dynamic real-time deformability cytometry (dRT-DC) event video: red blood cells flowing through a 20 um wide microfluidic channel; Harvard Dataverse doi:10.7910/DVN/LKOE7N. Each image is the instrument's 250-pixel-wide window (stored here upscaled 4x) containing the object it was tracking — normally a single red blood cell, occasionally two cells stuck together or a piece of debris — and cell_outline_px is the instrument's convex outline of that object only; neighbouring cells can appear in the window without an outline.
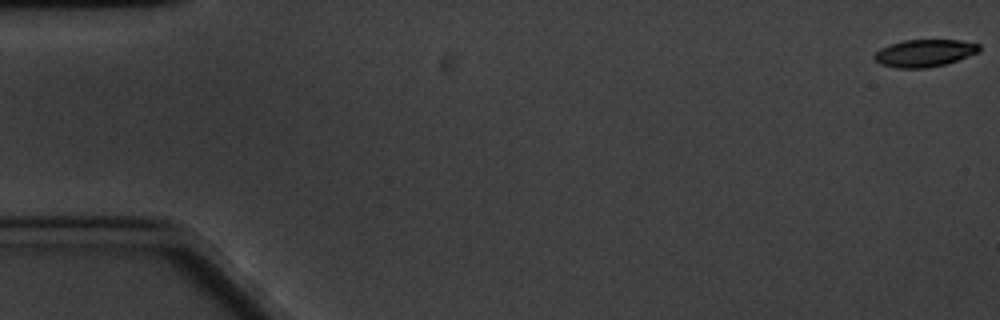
{"species": "common noctule bat (a hibernating species)", "species_latin": "Nyctalus noctula", "temperature_condition": "cold", "stored_images_in_passage": 14, "camera_frame_rate_fps": 3000, "um_per_image_px": 0.085, "animal": {"sex": "male", "body_mass_g": 20.1, "forearm_length_mm": 53.5}, "frame": {"image": 1, "passage_image": 1, "time_ms": 0.0, "image_size_px": [1000, 320], "cell_outline_px": [[980, 52], [944, 64], [928, 68], [896, 68], [880, 64], [872, 56], [880, 48], [904, 40], [960, 40], [980, 44]], "centroid_in_image_um": [78.58, 4.51], "position_along_channel_um": 6.4, "area_um2": 16.65}}